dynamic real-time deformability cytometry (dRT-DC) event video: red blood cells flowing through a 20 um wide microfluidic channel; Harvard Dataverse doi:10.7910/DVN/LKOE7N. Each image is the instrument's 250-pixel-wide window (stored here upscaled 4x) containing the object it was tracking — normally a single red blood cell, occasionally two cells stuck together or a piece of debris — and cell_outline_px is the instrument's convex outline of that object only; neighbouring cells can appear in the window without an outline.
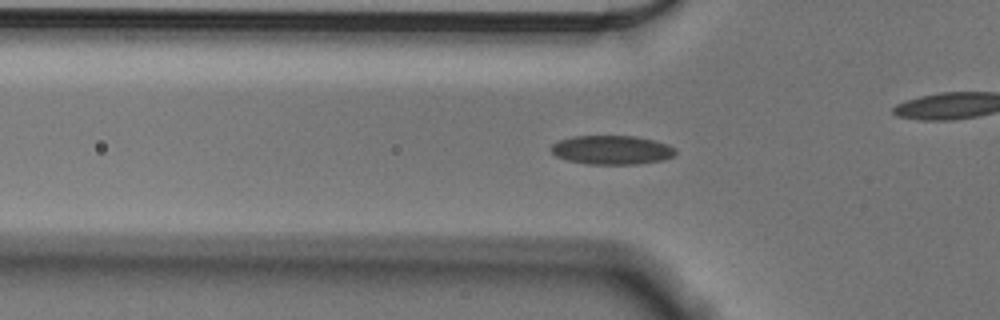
{"species": "Egyptian fruit bat (a non-hibernating species)", "species_latin": "Rousettus aegyptiacus", "temperature_condition": "cold", "stored_images_in_passage": 40, "camera_frame_rate_fps": 3000, "um_per_image_px": 0.085, "animal": {"sex": "male"}, "frame": {"image": 1, "passage_image": 2, "time_ms": 0.333, "image_size_px": [1000, 320], "cell_outline_px": [[676, 152], [672, 156], [664, 160], [636, 164], [588, 164], [568, 160], [556, 156], [552, 152], [552, 144], [560, 140], [572, 136], [636, 136], [668, 144], [676, 148]], "centroid_in_image_um": [52.02, 12.74], "position_along_channel_um": 73.8, "area_um2": 20.92}}
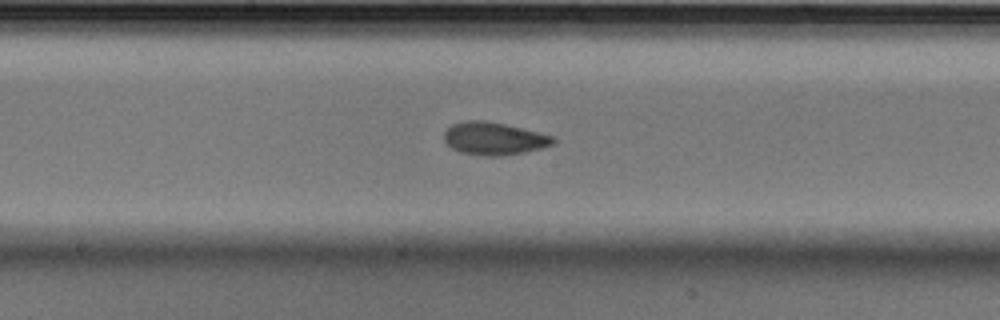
{"frame": {"image": 2, "passage_image": 13, "time_ms": 4.0, "image_size_px": [1000, 320], "cell_outline_px": [[556, 140], [552, 144], [540, 148], [524, 152], [500, 156], [484, 156], [460, 152], [452, 148], [444, 140], [444, 132], [452, 124], [464, 120], [484, 120], [504, 124], [556, 136]], "centroid_in_image_um": [41.98, 11.77], "position_along_channel_um": 206.2, "area_um2": 20.75}}
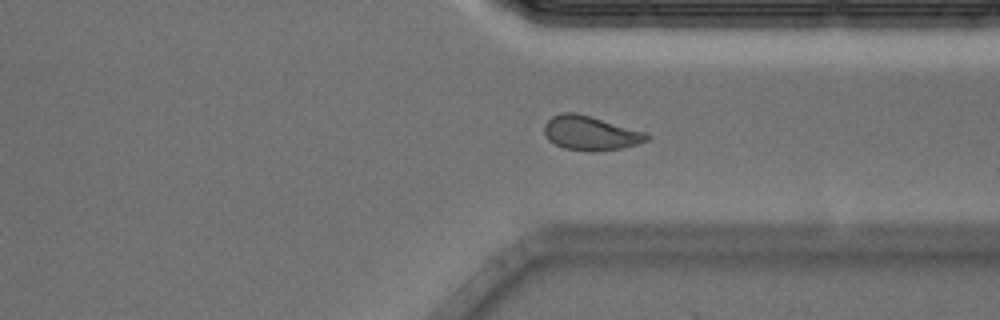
{"frame": {"image": 3, "passage_image": 26, "time_ms": 8.333, "image_size_px": [1000, 320], "cell_outline_px": [[652, 136], [648, 140], [636, 144], [620, 148], [592, 152], [588, 152], [564, 148], [548, 140], [544, 132], [544, 124], [552, 116], [560, 112], [576, 112], [648, 132]], "centroid_in_image_um": [50.2, 11.3], "position_along_channel_um": 361.2, "area_um2": 20.69}, "authors_computed_cell_mechanics": {"area_um2": 20.3456, "velocity_mm_per_s": 3.5801, "shape_relaxation_time_tau1_ms": 6.0532, "shape_relaxation_time_tau2_ms": 1.7528, "deformation_change_tau1": 0.1256, "deformation_change_tau2": 0.0672}}